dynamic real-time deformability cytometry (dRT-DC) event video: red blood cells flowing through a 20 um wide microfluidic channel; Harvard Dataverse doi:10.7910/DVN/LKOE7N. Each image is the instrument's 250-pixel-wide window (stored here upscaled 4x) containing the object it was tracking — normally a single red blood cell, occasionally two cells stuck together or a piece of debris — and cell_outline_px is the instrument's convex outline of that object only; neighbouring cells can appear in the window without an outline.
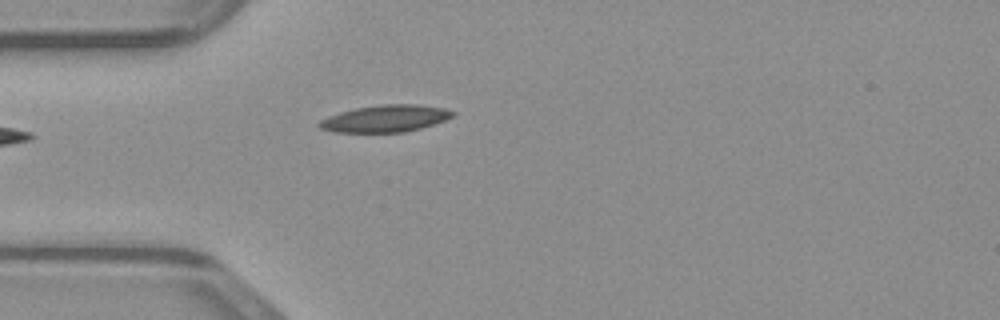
{"species": "common noctule bat (a hibernating species)", "species_latin": "Nyctalus noctula", "temperature_condition": "warm", "stored_images_in_passage": 5, "camera_frame_rate_fps": 3000, "um_per_image_px": 0.085, "animal": {"sex": "male", "body_mass_g": 23.1, "forearm_length_mm": 52.7}, "frame": {"image": 1, "passage_image": 1, "time_ms": 0.0, "image_size_px": [1000, 320], "cell_outline_px": [[456, 112], [452, 116], [444, 120], [420, 128], [404, 132], [332, 132], [320, 128], [316, 124], [320, 120], [328, 116], [340, 112], [356, 108], [380, 104], [416, 104], [444, 108]], "centroid_in_image_um": [32.71, 10.07], "position_along_channel_um": 52.3, "area_um2": 20.87}}